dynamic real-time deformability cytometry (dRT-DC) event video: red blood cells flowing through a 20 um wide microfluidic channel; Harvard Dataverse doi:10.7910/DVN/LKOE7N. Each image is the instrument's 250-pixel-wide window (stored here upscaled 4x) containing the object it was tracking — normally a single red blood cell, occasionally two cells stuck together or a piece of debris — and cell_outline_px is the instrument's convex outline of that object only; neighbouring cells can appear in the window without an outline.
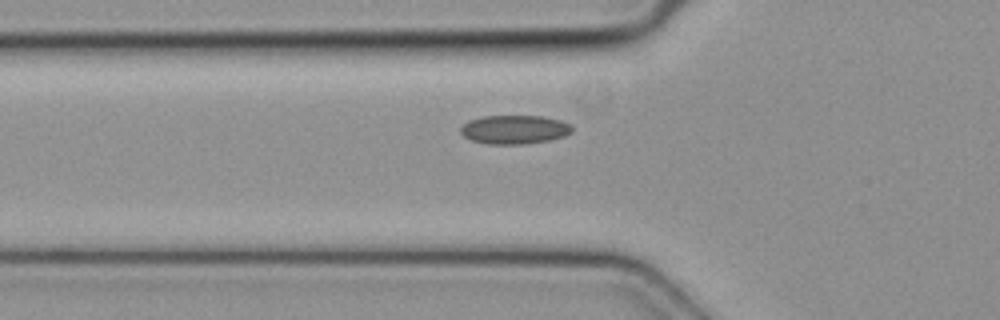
{"species": "common noctule bat (a hibernating species)", "species_latin": "Nyctalus noctula", "temperature_condition": "cold", "stored_images_in_passage": 34, "camera_frame_rate_fps": 3000, "um_per_image_px": 0.085, "animal": {"sex": "female", "body_mass_g": 19.3, "forearm_length_mm": 54.1}, "frame": {"image": 1, "passage_image": 6, "time_ms": 1.667, "image_size_px": [1000, 320], "cell_outline_px": [[572, 132], [564, 136], [548, 140], [524, 144], [488, 144], [472, 140], [464, 136], [460, 132], [460, 128], [468, 120], [484, 116], [540, 116], [560, 120], [572, 124]], "centroid_in_image_um": [43.73, 11.01], "position_along_channel_um": 82.1, "area_um2": 18.67}}
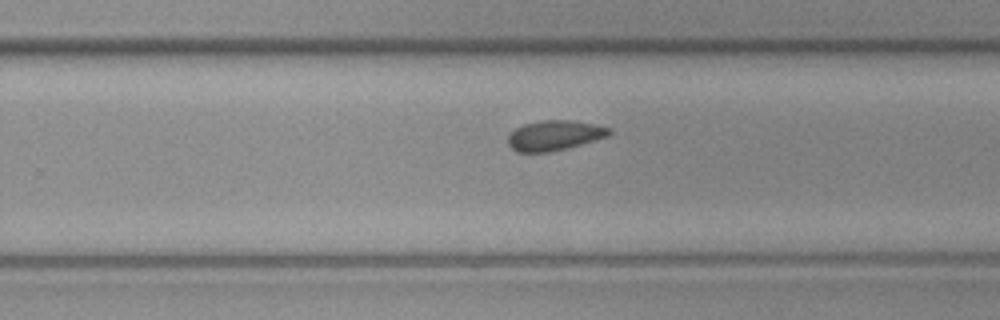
{"frame": {"image": 2, "passage_image": 20, "time_ms": 6.333, "image_size_px": [1000, 320], "cell_outline_px": [[612, 132], [608, 136], [580, 144], [548, 152], [516, 152], [508, 144], [508, 136], [516, 128], [524, 124], [540, 120], [568, 120], [596, 124], [612, 128]], "centroid_in_image_um": [47.13, 11.5], "position_along_channel_um": 282.7, "area_um2": 17.57}}
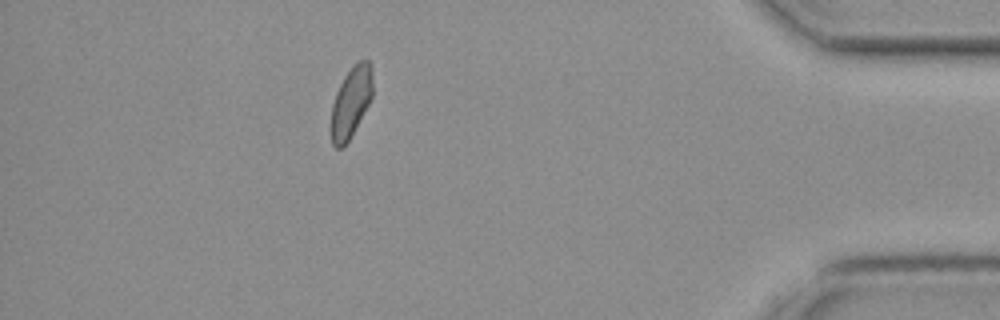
{"frame": {"image": 3, "passage_image": 32, "time_ms": 10.333, "image_size_px": [1000, 320], "cell_outline_px": [[372, 96], [368, 104], [348, 140], [340, 148], [336, 148], [332, 144], [332, 104], [336, 92], [344, 76], [360, 60], [368, 60], [372, 68]], "centroid_in_image_um": [29.84, 8.65], "position_along_channel_um": 405.4, "area_um2": 16.47}}